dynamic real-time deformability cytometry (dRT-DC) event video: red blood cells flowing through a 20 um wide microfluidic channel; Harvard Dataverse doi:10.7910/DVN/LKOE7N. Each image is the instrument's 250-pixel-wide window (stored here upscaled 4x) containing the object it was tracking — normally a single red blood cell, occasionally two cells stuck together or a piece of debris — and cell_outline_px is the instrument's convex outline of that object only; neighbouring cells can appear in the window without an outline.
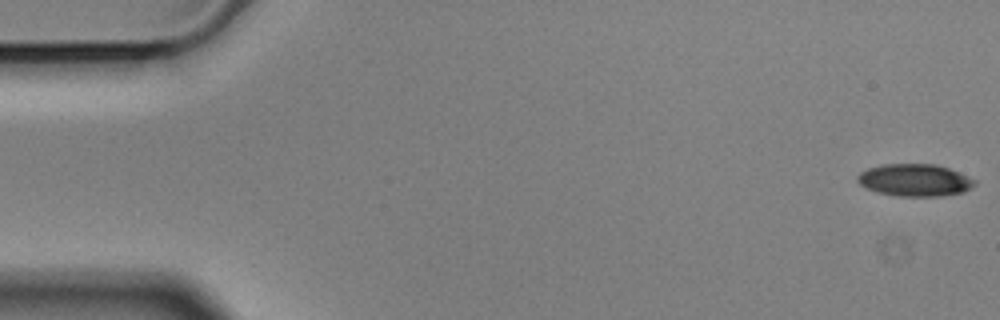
{"species": "Egyptian fruit bat (a non-hibernating species)", "species_latin": "Rousettus aegyptiacus", "temperature_condition": "cold", "stored_images_in_passage": 55, "camera_frame_rate_fps": 3000, "um_per_image_px": 0.085, "animal": {"sex": "male"}, "frame": {"image": 1, "passage_image": 1, "time_ms": 0.0, "image_size_px": [1000, 320], "cell_outline_px": [[976, 184], [972, 188], [964, 192], [940, 196], [896, 196], [876, 192], [860, 184], [856, 180], [856, 176], [860, 172], [868, 168], [884, 164], [936, 164], [960, 172], [976, 180]], "centroid_in_image_um": [77.77, 15.31], "position_along_channel_um": 7.2, "area_um2": 22.2}}
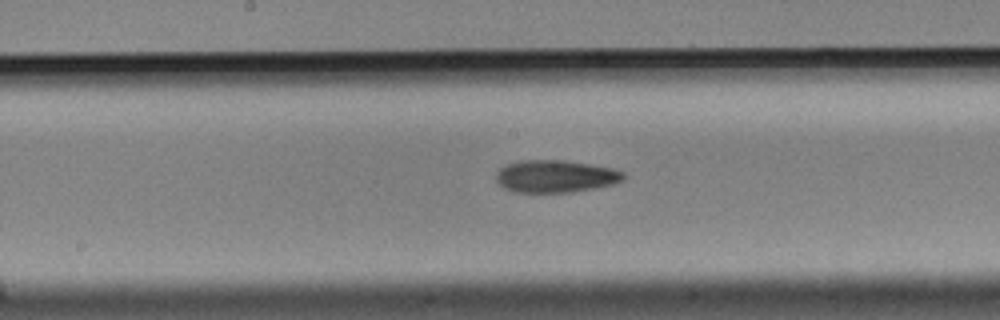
{"frame": {"image": 2, "passage_image": 29, "time_ms": 9.333, "image_size_px": [1000, 320], "cell_outline_px": [[624, 180], [612, 184], [572, 192], [516, 192], [504, 188], [496, 180], [496, 172], [500, 168], [508, 164], [524, 160], [564, 160], [612, 168], [624, 172]], "centroid_in_image_um": [47.21, 14.98], "position_along_channel_um": 201.0, "area_um2": 23.81}}
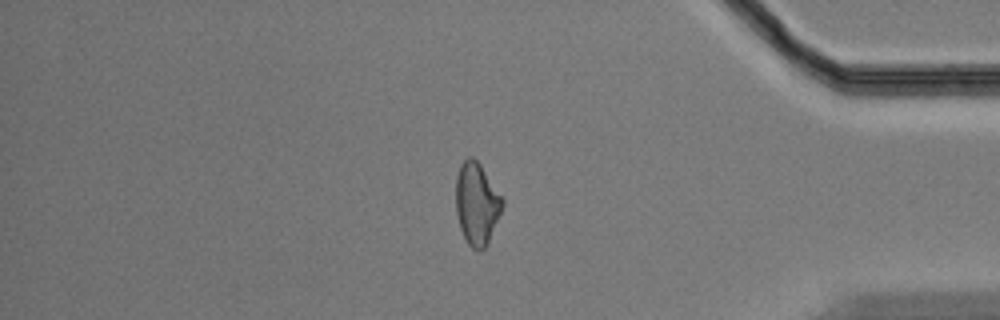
{"frame": {"image": 3, "passage_image": 48, "time_ms": 15.667, "image_size_px": [1000, 320], "cell_outline_px": [[504, 204], [488, 244], [480, 252], [472, 248], [468, 244], [460, 228], [456, 212], [456, 176], [460, 164], [468, 156], [472, 156], [480, 164], [504, 200]], "centroid_in_image_um": [40.52, 17.32], "position_along_channel_um": 394.7, "area_um2": 22.31}, "authors_computed_cell_mechanics": {"area_um2": 23.0044, "velocity_mm_per_s": 3.5155, "shape_relaxation_time_tau1_ms": 4.2755, "shape_relaxation_time_tau2_ms": 4.9729, "deformation_change_tau1": 0.1241, "deformation_change_tau2": 0.138}}